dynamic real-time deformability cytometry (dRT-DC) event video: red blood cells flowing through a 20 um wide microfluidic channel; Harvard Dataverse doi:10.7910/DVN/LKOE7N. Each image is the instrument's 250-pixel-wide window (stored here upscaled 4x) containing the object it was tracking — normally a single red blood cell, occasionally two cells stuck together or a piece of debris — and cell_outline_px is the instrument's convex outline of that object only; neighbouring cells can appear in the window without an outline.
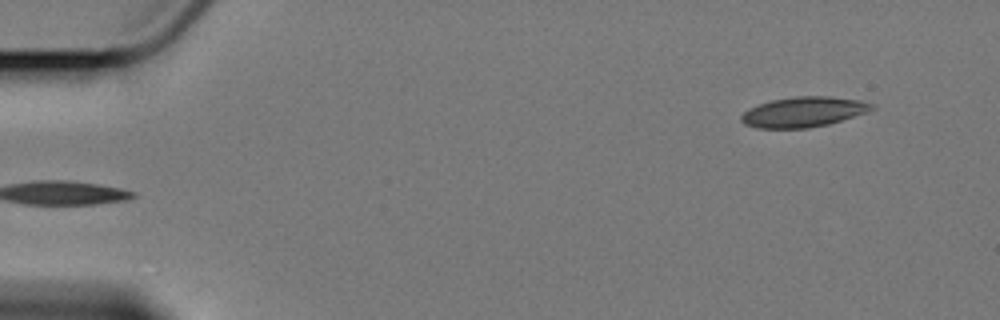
{"species": "Egyptian fruit bat (a non-hibernating species)", "species_latin": "Rousettus aegyptiacus", "temperature_condition": "cold", "stored_images_in_passage": 5, "camera_frame_rate_fps": 3000, "um_per_image_px": 0.085, "animal": {"sex": "female"}, "frame": {"image": 1, "passage_image": 5, "time_ms": 5.667, "image_size_px": [1000, 320], "cell_outline_px": [[876, 108], [828, 124], [808, 128], [756, 128], [744, 124], [740, 120], [740, 116], [744, 112], [760, 104], [772, 100], [796, 96], [828, 96], [860, 100], [872, 104]], "centroid_in_image_um": [68.26, 9.52], "position_along_channel_um": 16.7, "area_um2": 22.6}}